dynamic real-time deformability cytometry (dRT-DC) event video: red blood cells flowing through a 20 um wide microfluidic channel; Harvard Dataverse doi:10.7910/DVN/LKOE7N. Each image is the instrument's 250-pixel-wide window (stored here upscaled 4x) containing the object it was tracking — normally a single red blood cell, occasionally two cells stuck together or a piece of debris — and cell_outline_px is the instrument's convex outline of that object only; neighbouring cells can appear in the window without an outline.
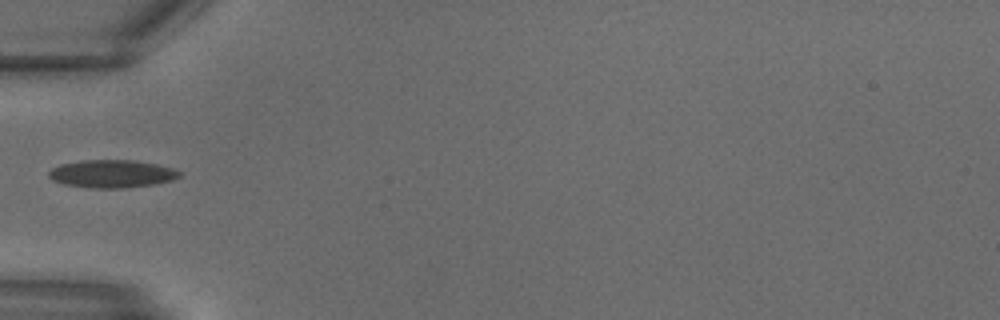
{"species": "common noctule bat (a hibernating species)", "species_latin": "Nyctalus noctula", "temperature_condition": "warm", "stored_images_in_passage": 2, "camera_frame_rate_fps": 3000, "um_per_image_px": 0.085, "animal": {"sex": "male", "body_mass_g": 18.8}, "frame": {"image": 1, "passage_image": 1, "time_ms": 0.0, "image_size_px": [1000, 320], "cell_outline_px": [[184, 172], [180, 176], [172, 180], [152, 184], [120, 188], [88, 188], [64, 184], [52, 180], [48, 176], [48, 172], [52, 168], [60, 164], [80, 160], [132, 160], [156, 164], [176, 168]], "centroid_in_image_um": [9.51, 14.76], "position_along_channel_um": 75.5, "area_um2": 21.33}}